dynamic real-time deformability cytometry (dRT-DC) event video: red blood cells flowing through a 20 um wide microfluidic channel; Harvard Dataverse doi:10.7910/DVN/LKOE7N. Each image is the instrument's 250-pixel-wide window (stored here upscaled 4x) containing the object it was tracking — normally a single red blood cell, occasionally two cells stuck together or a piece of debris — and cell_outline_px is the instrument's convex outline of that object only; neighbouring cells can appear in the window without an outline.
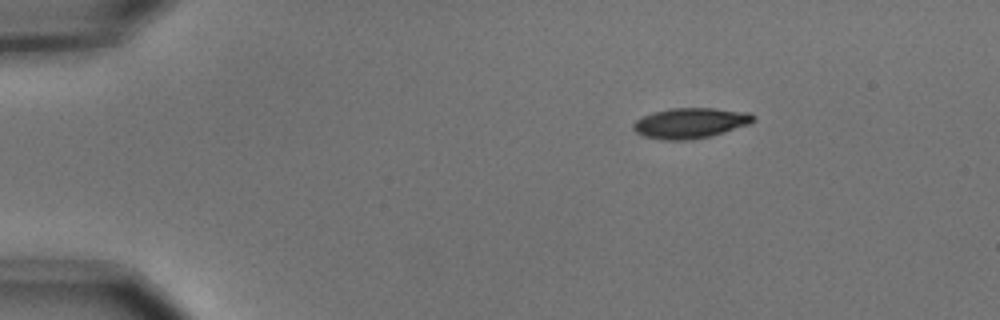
{"species": "common noctule bat (a hibernating species)", "species_latin": "Nyctalus noctula", "temperature_condition": "cold", "stored_images_in_passage": 3, "camera_frame_rate_fps": 3000, "um_per_image_px": 0.085, "animal": {"sex": "male", "body_mass_g": 15.6}, "frame": {"image": 1, "passage_image": 1, "time_ms": 0.0, "image_size_px": [1000, 320], "cell_outline_px": [[756, 120], [748, 124], [724, 132], [692, 140], [660, 140], [644, 136], [636, 132], [632, 128], [632, 124], [636, 120], [644, 116], [656, 112], [672, 108], [712, 108], [748, 112], [756, 116]], "centroid_in_image_um": [58.68, 10.46], "position_along_channel_um": 26.3, "area_um2": 21.15}}